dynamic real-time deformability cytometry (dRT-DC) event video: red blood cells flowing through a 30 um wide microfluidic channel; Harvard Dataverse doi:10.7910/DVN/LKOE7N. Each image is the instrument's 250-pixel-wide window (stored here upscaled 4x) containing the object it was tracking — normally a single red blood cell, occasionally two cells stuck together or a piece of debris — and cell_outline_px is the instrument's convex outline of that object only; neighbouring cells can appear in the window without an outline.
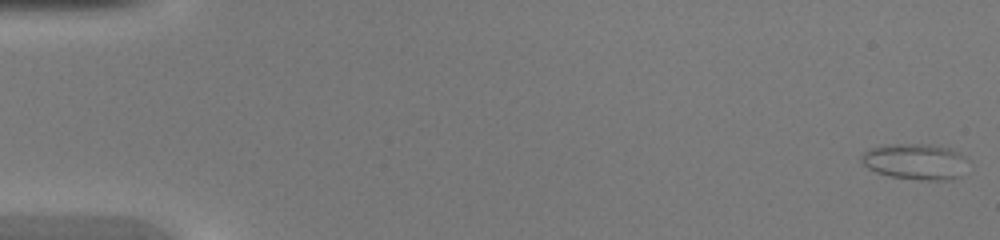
{"species": "common noctule bat (a hibernating species)", "species_latin": "Nyctalus noctula", "temperature_condition": "warm", "stored_images_in_passage": 46, "camera_frame_rate_fps": 3000, "um_per_image_px": 0.085, "animal": {"sex": "female", "body_mass_g": 20.0, "forearm_length_mm": 54.0}, "frame": {"image": 1, "passage_image": 1, "time_ms": 0.0, "image_size_px": [1000, 240], "cell_outline_px": [[964, 156], [960, 176], [952, 180], [920, 180], [892, 176], [876, 172], [868, 168], [860, 160], [860, 156], [868, 148], [892, 144], [928, 144], [948, 148], [960, 152]], "centroid_in_image_um": [77.74, 13.73], "position_along_channel_um": 7.3, "area_um2": 22.02}}
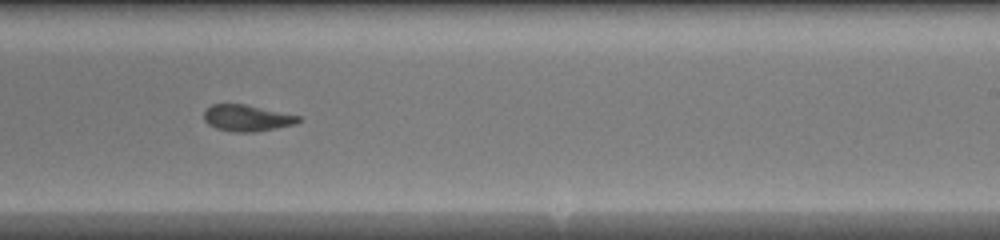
{"frame": {"image": 2, "passage_image": 29, "time_ms": 9.333, "image_size_px": [1000, 240], "cell_outline_px": [[300, 120], [296, 124], [256, 132], [232, 132], [216, 128], [208, 124], [204, 120], [204, 112], [212, 104], [244, 104], [300, 116]], "centroid_in_image_um": [20.98, 10.04], "position_along_channel_um": 268.0, "area_um2": 14.45}}
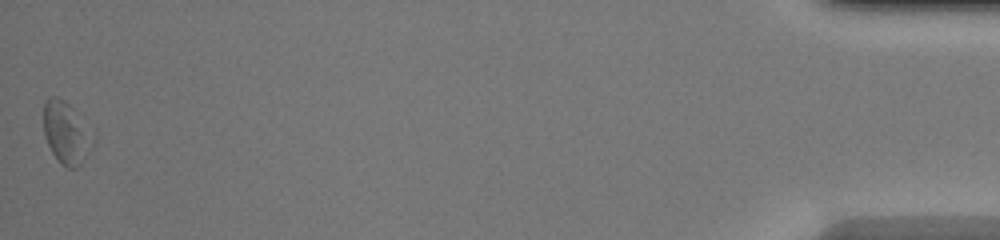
{"frame": {"image": 3, "passage_image": 46, "time_ms": 15.0, "image_size_px": [1000, 240], "cell_outline_px": [[84, 160], [76, 168], [68, 168], [60, 164], [52, 152], [44, 136], [44, 100], [48, 96], [56, 96], [64, 100], [72, 108], [80, 132]], "centroid_in_image_um": [5.32, 11.25], "position_along_channel_um": 429.9, "area_um2": 15.03}}